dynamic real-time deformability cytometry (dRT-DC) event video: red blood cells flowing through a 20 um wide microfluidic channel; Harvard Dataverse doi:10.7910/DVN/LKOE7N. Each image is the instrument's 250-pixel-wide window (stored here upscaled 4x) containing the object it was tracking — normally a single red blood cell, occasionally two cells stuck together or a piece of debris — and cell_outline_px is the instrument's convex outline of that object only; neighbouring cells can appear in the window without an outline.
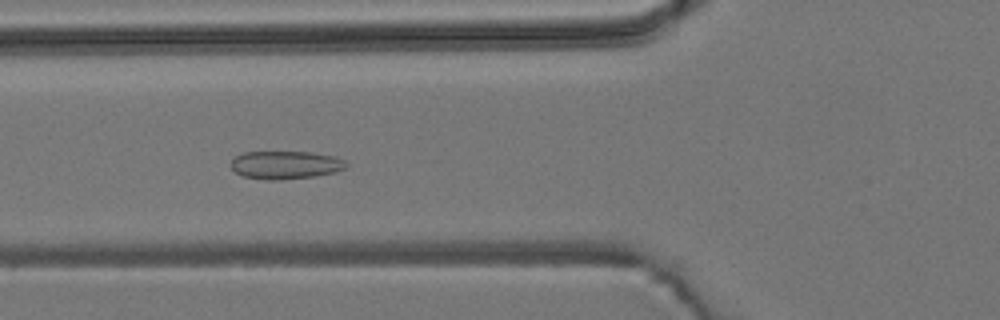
{"species": "common noctule bat (a hibernating species)", "species_latin": "Nyctalus noctula", "temperature_condition": "room temperature", "stored_images_in_passage": 5, "camera_frame_rate_fps": 3000, "um_per_image_px": 0.085, "animal": {"sex": "male", "body_mass_g": 19.2, "forearm_length_mm": 51.8}, "frame": {"image": 1, "passage_image": 2, "time_ms": 1.0, "image_size_px": [1000, 320], "cell_outline_px": [[348, 164], [344, 168], [336, 172], [312, 176], [272, 180], [268, 180], [244, 176], [236, 172], [232, 168], [232, 160], [236, 156], [244, 152], [308, 152], [332, 156], [344, 160]], "centroid_in_image_um": [24.26, 14.01], "position_along_channel_um": 101.5, "area_um2": 18.44}}
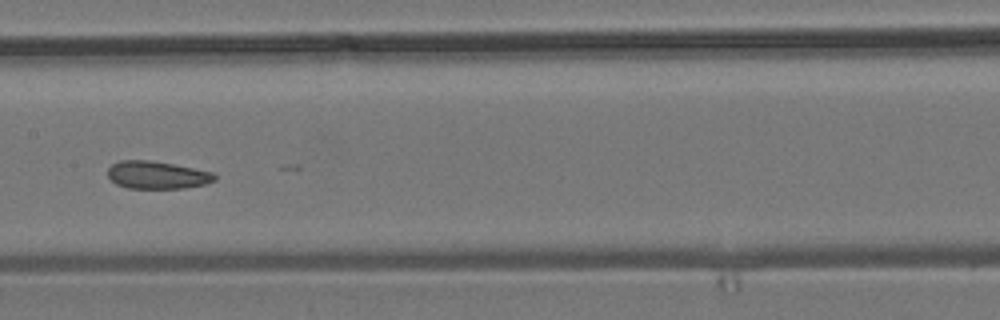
{"frame": {"image": 2, "passage_image": 4, "time_ms": 3.333, "image_size_px": [1000, 320], "cell_outline_px": [[216, 180], [204, 184], [184, 188], [128, 188], [116, 184], [108, 176], [108, 168], [112, 164], [120, 160], [148, 160], [172, 164], [212, 172], [216, 176]], "centroid_in_image_um": [13.33, 14.87], "position_along_channel_um": 194.1, "area_um2": 17.05}}
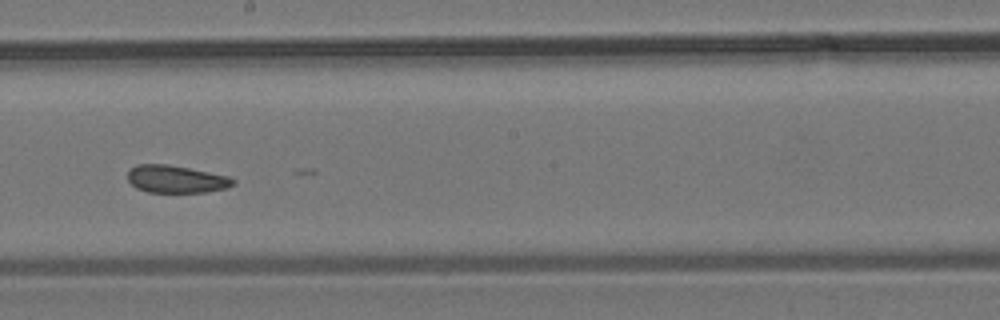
{"frame": {"image": 3, "passage_image": 5, "time_ms": 4.333, "image_size_px": [1000, 320], "cell_outline_px": [[236, 184], [228, 188], [204, 192], [148, 192], [136, 188], [128, 180], [128, 172], [136, 164], [168, 164], [228, 176], [236, 180]], "centroid_in_image_um": [14.98, 15.23], "position_along_channel_um": 233.2, "area_um2": 16.88}}